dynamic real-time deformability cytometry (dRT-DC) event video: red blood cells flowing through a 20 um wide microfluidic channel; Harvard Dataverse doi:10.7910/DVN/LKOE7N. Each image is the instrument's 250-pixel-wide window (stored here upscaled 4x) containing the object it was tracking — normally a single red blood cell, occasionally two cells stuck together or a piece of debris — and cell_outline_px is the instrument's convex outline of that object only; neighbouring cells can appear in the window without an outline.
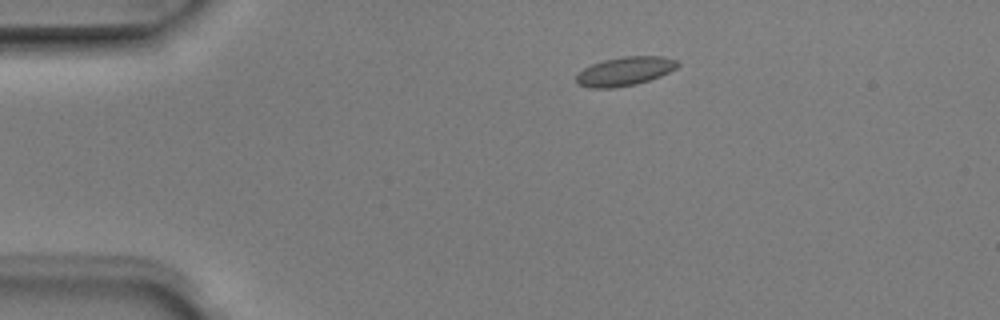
{"species": "Egyptian fruit bat (a non-hibernating species)", "species_latin": "Rousettus aegyptiacus", "temperature_condition": "room temperature", "stored_images_in_passage": 5, "camera_frame_rate_fps": 3000, "um_per_image_px": 0.085, "animal": {"sex": "male"}, "frame": {"image": 1, "passage_image": 2, "time_ms": 0.333, "image_size_px": [1000, 320], "cell_outline_px": [[680, 64], [676, 68], [660, 76], [636, 84], [612, 88], [588, 88], [580, 84], [576, 80], [576, 76], [584, 68], [592, 64], [604, 60], [624, 56], [664, 56], [676, 60]], "centroid_in_image_um": [53.12, 6.05], "position_along_channel_um": 31.9, "area_um2": 16.88}}
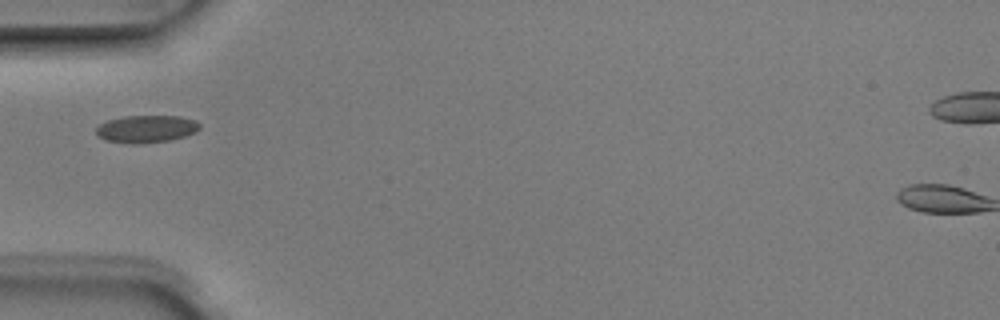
{"frame": {"image": 2, "passage_image": 4, "time_ms": 1.0, "image_size_px": [1000, 320], "cell_outline_px": [[200, 128], [196, 132], [184, 136], [168, 140], [140, 144], [128, 144], [104, 140], [96, 132], [96, 128], [100, 124], [108, 120], [124, 116], [180, 116], [196, 120], [200, 124]], "centroid_in_image_um": [12.44, 10.96], "position_along_channel_um": 72.6, "area_um2": 16.59}}
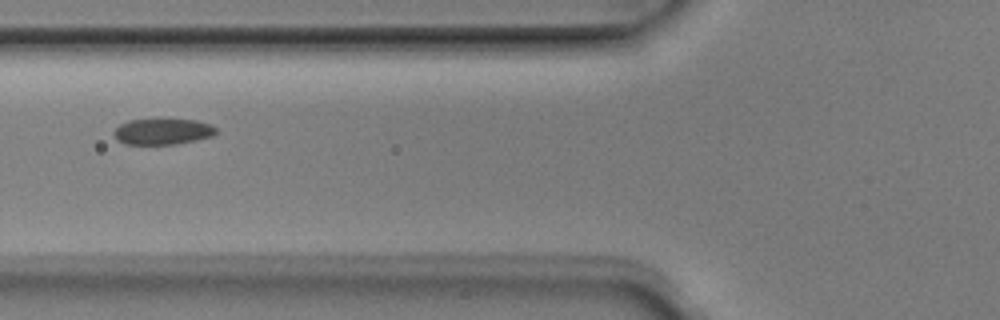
{"frame": {"image": 3, "passage_image": 5, "time_ms": 1.333, "image_size_px": [1000, 320], "cell_outline_px": [[216, 132], [212, 136], [196, 140], [176, 144], [124, 144], [116, 140], [112, 132], [120, 124], [128, 120], [164, 116], [196, 120], [212, 124], [216, 128]], "centroid_in_image_um": [13.81, 11.12], "position_along_channel_um": 112.0, "area_um2": 16.42}}